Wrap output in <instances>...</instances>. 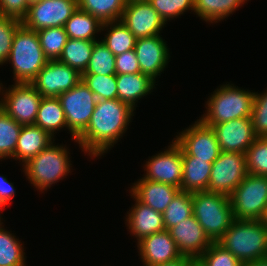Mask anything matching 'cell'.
<instances>
[{"label": "cell", "mask_w": 267, "mask_h": 266, "mask_svg": "<svg viewBox=\"0 0 267 266\" xmlns=\"http://www.w3.org/2000/svg\"><path fill=\"white\" fill-rule=\"evenodd\" d=\"M0 83V108L21 125H34L38 108L42 100L41 94L30 83H14L3 90Z\"/></svg>", "instance_id": "cell-9"}, {"label": "cell", "mask_w": 267, "mask_h": 266, "mask_svg": "<svg viewBox=\"0 0 267 266\" xmlns=\"http://www.w3.org/2000/svg\"><path fill=\"white\" fill-rule=\"evenodd\" d=\"M33 0H0V15L22 21Z\"/></svg>", "instance_id": "cell-42"}, {"label": "cell", "mask_w": 267, "mask_h": 266, "mask_svg": "<svg viewBox=\"0 0 267 266\" xmlns=\"http://www.w3.org/2000/svg\"><path fill=\"white\" fill-rule=\"evenodd\" d=\"M143 179L175 186L181 190L183 173L182 147L172 140L165 151L146 161Z\"/></svg>", "instance_id": "cell-13"}, {"label": "cell", "mask_w": 267, "mask_h": 266, "mask_svg": "<svg viewBox=\"0 0 267 266\" xmlns=\"http://www.w3.org/2000/svg\"><path fill=\"white\" fill-rule=\"evenodd\" d=\"M134 50L142 74L156 81L169 63L170 52L160 35L136 39Z\"/></svg>", "instance_id": "cell-17"}, {"label": "cell", "mask_w": 267, "mask_h": 266, "mask_svg": "<svg viewBox=\"0 0 267 266\" xmlns=\"http://www.w3.org/2000/svg\"><path fill=\"white\" fill-rule=\"evenodd\" d=\"M193 215L208 237L217 242L234 221L229 196L201 191L193 192Z\"/></svg>", "instance_id": "cell-6"}, {"label": "cell", "mask_w": 267, "mask_h": 266, "mask_svg": "<svg viewBox=\"0 0 267 266\" xmlns=\"http://www.w3.org/2000/svg\"><path fill=\"white\" fill-rule=\"evenodd\" d=\"M116 56L99 39L94 43L92 56L82 74L116 75Z\"/></svg>", "instance_id": "cell-33"}, {"label": "cell", "mask_w": 267, "mask_h": 266, "mask_svg": "<svg viewBox=\"0 0 267 266\" xmlns=\"http://www.w3.org/2000/svg\"><path fill=\"white\" fill-rule=\"evenodd\" d=\"M95 42L68 38L58 61L67 64L82 74L88 66Z\"/></svg>", "instance_id": "cell-29"}, {"label": "cell", "mask_w": 267, "mask_h": 266, "mask_svg": "<svg viewBox=\"0 0 267 266\" xmlns=\"http://www.w3.org/2000/svg\"><path fill=\"white\" fill-rule=\"evenodd\" d=\"M15 83H30L48 62L41 48L37 31L21 24L16 30L9 57Z\"/></svg>", "instance_id": "cell-4"}, {"label": "cell", "mask_w": 267, "mask_h": 266, "mask_svg": "<svg viewBox=\"0 0 267 266\" xmlns=\"http://www.w3.org/2000/svg\"><path fill=\"white\" fill-rule=\"evenodd\" d=\"M13 183H10L6 177L0 175V208H3L12 200L15 195Z\"/></svg>", "instance_id": "cell-44"}, {"label": "cell", "mask_w": 267, "mask_h": 266, "mask_svg": "<svg viewBox=\"0 0 267 266\" xmlns=\"http://www.w3.org/2000/svg\"><path fill=\"white\" fill-rule=\"evenodd\" d=\"M126 0H78V8L102 23L121 20Z\"/></svg>", "instance_id": "cell-30"}, {"label": "cell", "mask_w": 267, "mask_h": 266, "mask_svg": "<svg viewBox=\"0 0 267 266\" xmlns=\"http://www.w3.org/2000/svg\"><path fill=\"white\" fill-rule=\"evenodd\" d=\"M34 125L46 131L53 139L56 131L67 128L65 113L57 97L42 98Z\"/></svg>", "instance_id": "cell-25"}, {"label": "cell", "mask_w": 267, "mask_h": 266, "mask_svg": "<svg viewBox=\"0 0 267 266\" xmlns=\"http://www.w3.org/2000/svg\"><path fill=\"white\" fill-rule=\"evenodd\" d=\"M247 174L245 154L221 151L212 163L207 192L230 196Z\"/></svg>", "instance_id": "cell-10"}, {"label": "cell", "mask_w": 267, "mask_h": 266, "mask_svg": "<svg viewBox=\"0 0 267 266\" xmlns=\"http://www.w3.org/2000/svg\"><path fill=\"white\" fill-rule=\"evenodd\" d=\"M41 48L48 60H58L68 36L64 27H49L37 31Z\"/></svg>", "instance_id": "cell-35"}, {"label": "cell", "mask_w": 267, "mask_h": 266, "mask_svg": "<svg viewBox=\"0 0 267 266\" xmlns=\"http://www.w3.org/2000/svg\"><path fill=\"white\" fill-rule=\"evenodd\" d=\"M180 188L140 178L131 186L130 193L141 203L163 213Z\"/></svg>", "instance_id": "cell-20"}, {"label": "cell", "mask_w": 267, "mask_h": 266, "mask_svg": "<svg viewBox=\"0 0 267 266\" xmlns=\"http://www.w3.org/2000/svg\"><path fill=\"white\" fill-rule=\"evenodd\" d=\"M53 139L46 131L36 125H23L15 153L11 157L14 160H19L24 165L28 160L38 155L43 149L50 145Z\"/></svg>", "instance_id": "cell-22"}, {"label": "cell", "mask_w": 267, "mask_h": 266, "mask_svg": "<svg viewBox=\"0 0 267 266\" xmlns=\"http://www.w3.org/2000/svg\"><path fill=\"white\" fill-rule=\"evenodd\" d=\"M118 99L127 103L134 110L138 100L153 92L156 81L150 76L136 74H116Z\"/></svg>", "instance_id": "cell-24"}, {"label": "cell", "mask_w": 267, "mask_h": 266, "mask_svg": "<svg viewBox=\"0 0 267 266\" xmlns=\"http://www.w3.org/2000/svg\"><path fill=\"white\" fill-rule=\"evenodd\" d=\"M229 199L234 219L260 220L267 207V176L247 174Z\"/></svg>", "instance_id": "cell-7"}, {"label": "cell", "mask_w": 267, "mask_h": 266, "mask_svg": "<svg viewBox=\"0 0 267 266\" xmlns=\"http://www.w3.org/2000/svg\"><path fill=\"white\" fill-rule=\"evenodd\" d=\"M22 126L0 108V160L14 155Z\"/></svg>", "instance_id": "cell-34"}, {"label": "cell", "mask_w": 267, "mask_h": 266, "mask_svg": "<svg viewBox=\"0 0 267 266\" xmlns=\"http://www.w3.org/2000/svg\"><path fill=\"white\" fill-rule=\"evenodd\" d=\"M21 24L20 20L0 15V65L6 63L14 34Z\"/></svg>", "instance_id": "cell-40"}, {"label": "cell", "mask_w": 267, "mask_h": 266, "mask_svg": "<svg viewBox=\"0 0 267 266\" xmlns=\"http://www.w3.org/2000/svg\"><path fill=\"white\" fill-rule=\"evenodd\" d=\"M196 261L201 266H243L239 259L217 242H213Z\"/></svg>", "instance_id": "cell-38"}, {"label": "cell", "mask_w": 267, "mask_h": 266, "mask_svg": "<svg viewBox=\"0 0 267 266\" xmlns=\"http://www.w3.org/2000/svg\"><path fill=\"white\" fill-rule=\"evenodd\" d=\"M54 141L22 165L27 180L41 192L63 180L72 167L69 149L55 145Z\"/></svg>", "instance_id": "cell-5"}, {"label": "cell", "mask_w": 267, "mask_h": 266, "mask_svg": "<svg viewBox=\"0 0 267 266\" xmlns=\"http://www.w3.org/2000/svg\"><path fill=\"white\" fill-rule=\"evenodd\" d=\"M134 116V109L117 99L97 100L86 130L76 139L91 157L104 155L123 137Z\"/></svg>", "instance_id": "cell-1"}, {"label": "cell", "mask_w": 267, "mask_h": 266, "mask_svg": "<svg viewBox=\"0 0 267 266\" xmlns=\"http://www.w3.org/2000/svg\"><path fill=\"white\" fill-rule=\"evenodd\" d=\"M82 80V74L58 60H48L30 84L42 97H58Z\"/></svg>", "instance_id": "cell-12"}, {"label": "cell", "mask_w": 267, "mask_h": 266, "mask_svg": "<svg viewBox=\"0 0 267 266\" xmlns=\"http://www.w3.org/2000/svg\"><path fill=\"white\" fill-rule=\"evenodd\" d=\"M251 120L256 136L267 137V90L255 92Z\"/></svg>", "instance_id": "cell-41"}, {"label": "cell", "mask_w": 267, "mask_h": 266, "mask_svg": "<svg viewBox=\"0 0 267 266\" xmlns=\"http://www.w3.org/2000/svg\"><path fill=\"white\" fill-rule=\"evenodd\" d=\"M170 236L183 256L198 259L213 243L194 215L170 228Z\"/></svg>", "instance_id": "cell-18"}, {"label": "cell", "mask_w": 267, "mask_h": 266, "mask_svg": "<svg viewBox=\"0 0 267 266\" xmlns=\"http://www.w3.org/2000/svg\"><path fill=\"white\" fill-rule=\"evenodd\" d=\"M243 266H267V257L243 264Z\"/></svg>", "instance_id": "cell-46"}, {"label": "cell", "mask_w": 267, "mask_h": 266, "mask_svg": "<svg viewBox=\"0 0 267 266\" xmlns=\"http://www.w3.org/2000/svg\"><path fill=\"white\" fill-rule=\"evenodd\" d=\"M135 199V205L127 212L126 225L128 226L130 235L137 238V242L142 238L151 234L164 231V220L162 213L155 211L149 206Z\"/></svg>", "instance_id": "cell-21"}, {"label": "cell", "mask_w": 267, "mask_h": 266, "mask_svg": "<svg viewBox=\"0 0 267 266\" xmlns=\"http://www.w3.org/2000/svg\"><path fill=\"white\" fill-rule=\"evenodd\" d=\"M182 160L183 173L181 191L190 193L207 191L212 163L189 155L183 148Z\"/></svg>", "instance_id": "cell-23"}, {"label": "cell", "mask_w": 267, "mask_h": 266, "mask_svg": "<svg viewBox=\"0 0 267 266\" xmlns=\"http://www.w3.org/2000/svg\"><path fill=\"white\" fill-rule=\"evenodd\" d=\"M175 137L189 155L206 162L213 163L221 152L214 129L200 119Z\"/></svg>", "instance_id": "cell-14"}, {"label": "cell", "mask_w": 267, "mask_h": 266, "mask_svg": "<svg viewBox=\"0 0 267 266\" xmlns=\"http://www.w3.org/2000/svg\"><path fill=\"white\" fill-rule=\"evenodd\" d=\"M247 0H194V11L206 23H218L237 8L241 7Z\"/></svg>", "instance_id": "cell-28"}, {"label": "cell", "mask_w": 267, "mask_h": 266, "mask_svg": "<svg viewBox=\"0 0 267 266\" xmlns=\"http://www.w3.org/2000/svg\"><path fill=\"white\" fill-rule=\"evenodd\" d=\"M104 29L108 33L101 41L115 56L134 49L136 38L121 20L103 23L101 31Z\"/></svg>", "instance_id": "cell-27"}, {"label": "cell", "mask_w": 267, "mask_h": 266, "mask_svg": "<svg viewBox=\"0 0 267 266\" xmlns=\"http://www.w3.org/2000/svg\"><path fill=\"white\" fill-rule=\"evenodd\" d=\"M243 264L267 257V227L261 220H237L217 241Z\"/></svg>", "instance_id": "cell-2"}, {"label": "cell", "mask_w": 267, "mask_h": 266, "mask_svg": "<svg viewBox=\"0 0 267 266\" xmlns=\"http://www.w3.org/2000/svg\"><path fill=\"white\" fill-rule=\"evenodd\" d=\"M221 151L245 154L257 139L251 118H239L212 126Z\"/></svg>", "instance_id": "cell-16"}, {"label": "cell", "mask_w": 267, "mask_h": 266, "mask_svg": "<svg viewBox=\"0 0 267 266\" xmlns=\"http://www.w3.org/2000/svg\"><path fill=\"white\" fill-rule=\"evenodd\" d=\"M138 1H147V0H126V2H138Z\"/></svg>", "instance_id": "cell-48"}, {"label": "cell", "mask_w": 267, "mask_h": 266, "mask_svg": "<svg viewBox=\"0 0 267 266\" xmlns=\"http://www.w3.org/2000/svg\"><path fill=\"white\" fill-rule=\"evenodd\" d=\"M245 155L248 174L267 176V137H257Z\"/></svg>", "instance_id": "cell-37"}, {"label": "cell", "mask_w": 267, "mask_h": 266, "mask_svg": "<svg viewBox=\"0 0 267 266\" xmlns=\"http://www.w3.org/2000/svg\"><path fill=\"white\" fill-rule=\"evenodd\" d=\"M255 92L226 83L214 90L206 102V111L200 120L212 127L225 121L251 118Z\"/></svg>", "instance_id": "cell-3"}, {"label": "cell", "mask_w": 267, "mask_h": 266, "mask_svg": "<svg viewBox=\"0 0 267 266\" xmlns=\"http://www.w3.org/2000/svg\"><path fill=\"white\" fill-rule=\"evenodd\" d=\"M192 266H201L197 261Z\"/></svg>", "instance_id": "cell-49"}, {"label": "cell", "mask_w": 267, "mask_h": 266, "mask_svg": "<svg viewBox=\"0 0 267 266\" xmlns=\"http://www.w3.org/2000/svg\"><path fill=\"white\" fill-rule=\"evenodd\" d=\"M0 220V266H26V256L21 240L5 230Z\"/></svg>", "instance_id": "cell-31"}, {"label": "cell", "mask_w": 267, "mask_h": 266, "mask_svg": "<svg viewBox=\"0 0 267 266\" xmlns=\"http://www.w3.org/2000/svg\"><path fill=\"white\" fill-rule=\"evenodd\" d=\"M165 230L176 226L193 215L192 193L179 191L162 213Z\"/></svg>", "instance_id": "cell-32"}, {"label": "cell", "mask_w": 267, "mask_h": 266, "mask_svg": "<svg viewBox=\"0 0 267 266\" xmlns=\"http://www.w3.org/2000/svg\"><path fill=\"white\" fill-rule=\"evenodd\" d=\"M161 18L167 21L182 15L188 10L194 11V0H148ZM171 18V19H170Z\"/></svg>", "instance_id": "cell-39"}, {"label": "cell", "mask_w": 267, "mask_h": 266, "mask_svg": "<svg viewBox=\"0 0 267 266\" xmlns=\"http://www.w3.org/2000/svg\"><path fill=\"white\" fill-rule=\"evenodd\" d=\"M64 110L67 129L76 139L86 130L93 114L96 97L95 94L82 82V80L69 91L57 97Z\"/></svg>", "instance_id": "cell-8"}, {"label": "cell", "mask_w": 267, "mask_h": 266, "mask_svg": "<svg viewBox=\"0 0 267 266\" xmlns=\"http://www.w3.org/2000/svg\"><path fill=\"white\" fill-rule=\"evenodd\" d=\"M116 74L141 73L135 50L119 54L115 58Z\"/></svg>", "instance_id": "cell-43"}, {"label": "cell", "mask_w": 267, "mask_h": 266, "mask_svg": "<svg viewBox=\"0 0 267 266\" xmlns=\"http://www.w3.org/2000/svg\"><path fill=\"white\" fill-rule=\"evenodd\" d=\"M102 25L103 23L98 18L77 8L66 21L64 28L68 38L98 41L95 34L101 33Z\"/></svg>", "instance_id": "cell-26"}, {"label": "cell", "mask_w": 267, "mask_h": 266, "mask_svg": "<svg viewBox=\"0 0 267 266\" xmlns=\"http://www.w3.org/2000/svg\"><path fill=\"white\" fill-rule=\"evenodd\" d=\"M82 82L95 94L97 100L118 98L116 75L82 74Z\"/></svg>", "instance_id": "cell-36"}, {"label": "cell", "mask_w": 267, "mask_h": 266, "mask_svg": "<svg viewBox=\"0 0 267 266\" xmlns=\"http://www.w3.org/2000/svg\"><path fill=\"white\" fill-rule=\"evenodd\" d=\"M78 8V0H33L22 24L34 31L64 27Z\"/></svg>", "instance_id": "cell-11"}, {"label": "cell", "mask_w": 267, "mask_h": 266, "mask_svg": "<svg viewBox=\"0 0 267 266\" xmlns=\"http://www.w3.org/2000/svg\"><path fill=\"white\" fill-rule=\"evenodd\" d=\"M195 262L196 259H193L192 257L182 256L177 260L153 266H192Z\"/></svg>", "instance_id": "cell-45"}, {"label": "cell", "mask_w": 267, "mask_h": 266, "mask_svg": "<svg viewBox=\"0 0 267 266\" xmlns=\"http://www.w3.org/2000/svg\"><path fill=\"white\" fill-rule=\"evenodd\" d=\"M260 220L267 227V207L265 209V212L263 214V217Z\"/></svg>", "instance_id": "cell-47"}, {"label": "cell", "mask_w": 267, "mask_h": 266, "mask_svg": "<svg viewBox=\"0 0 267 266\" xmlns=\"http://www.w3.org/2000/svg\"><path fill=\"white\" fill-rule=\"evenodd\" d=\"M137 247L143 266L163 264L183 256L168 230L142 238Z\"/></svg>", "instance_id": "cell-19"}, {"label": "cell", "mask_w": 267, "mask_h": 266, "mask_svg": "<svg viewBox=\"0 0 267 266\" xmlns=\"http://www.w3.org/2000/svg\"><path fill=\"white\" fill-rule=\"evenodd\" d=\"M121 21L136 39L160 35V31L166 25L148 0L128 2Z\"/></svg>", "instance_id": "cell-15"}]
</instances>
